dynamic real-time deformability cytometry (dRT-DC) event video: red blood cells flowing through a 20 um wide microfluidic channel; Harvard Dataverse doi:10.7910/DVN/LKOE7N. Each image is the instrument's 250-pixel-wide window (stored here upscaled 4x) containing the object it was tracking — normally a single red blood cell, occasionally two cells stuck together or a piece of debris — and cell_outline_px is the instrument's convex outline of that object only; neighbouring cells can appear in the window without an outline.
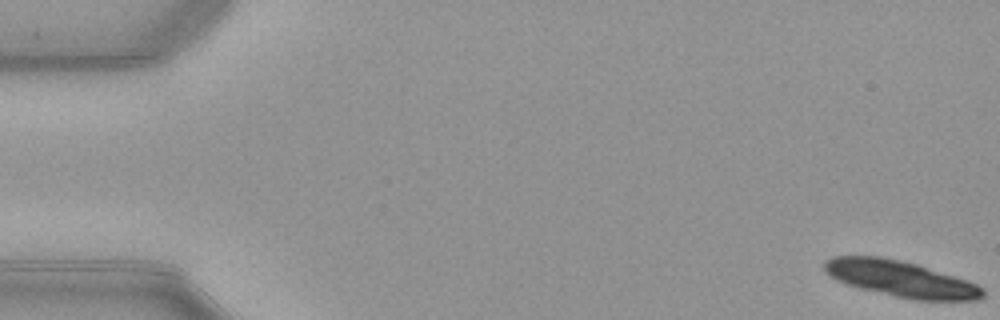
{"species": "common noctule bat (a hibernating species)", "species_latin": "Nyctalus noctula", "temperature_condition": "warm", "stored_images_in_passage": 16, "camera_frame_rate_fps": 3000, "um_per_image_px": 0.085, "animal": {"sex": "female", "body_mass_g": 21.9}, "frame": {"image": 1, "passage_image": 1, "time_ms": 0.0, "image_size_px": [1000, 320], "cell_outline_px": [[984, 296], [976, 300], [916, 300], [896, 296], [860, 288], [836, 280], [824, 272], [824, 260], [832, 256], [880, 256], [900, 260], [916, 264], [968, 280], [984, 288]], "centroid_in_image_um": [76.54, 23.69], "position_along_channel_um": 8.5, "area_um2": 33.18}}